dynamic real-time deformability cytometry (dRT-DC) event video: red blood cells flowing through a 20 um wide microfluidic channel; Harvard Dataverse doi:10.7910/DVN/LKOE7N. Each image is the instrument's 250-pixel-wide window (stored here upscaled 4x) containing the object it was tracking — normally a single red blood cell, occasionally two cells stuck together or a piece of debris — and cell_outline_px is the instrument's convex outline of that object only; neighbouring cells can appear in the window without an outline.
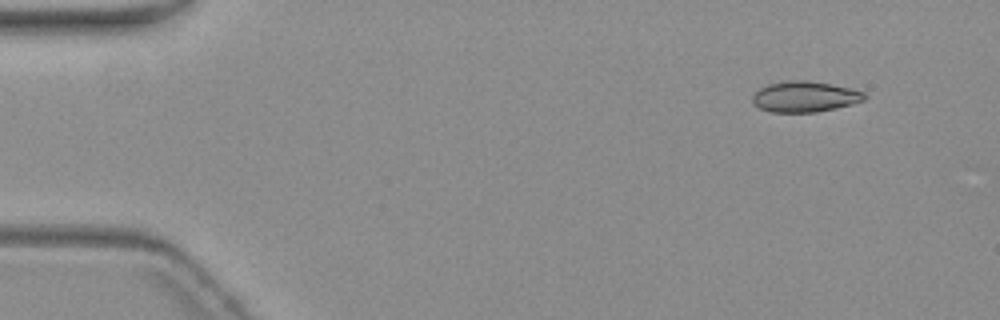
{"species": "common noctule bat (a hibernating species)", "species_latin": "Nyctalus noctula", "temperature_condition": "warm", "stored_images_in_passage": 10, "camera_frame_rate_fps": 3000, "um_per_image_px": 0.085, "animal": {"sex": "female", "body_mass_g": 19.3, "forearm_length_mm": 54.1}, "frame": {"image": 1, "passage_image": 2, "time_ms": 1.0, "image_size_px": [1000, 320], "cell_outline_px": [[868, 96], [864, 100], [852, 104], [836, 108], [816, 112], [772, 112], [760, 108], [752, 100], [752, 96], [760, 88], [768, 84], [788, 80], [804, 80], [832, 84], [864, 92]], "centroid_in_image_um": [68.42, 8.21], "position_along_channel_um": 16.6, "area_um2": 19.94}}
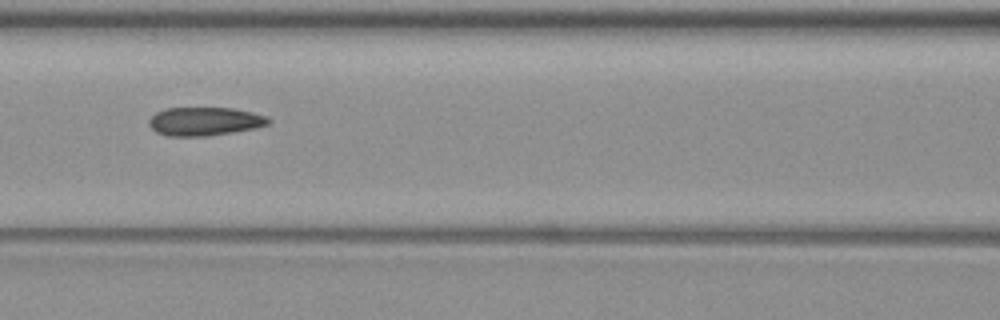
{"frame": {"image": 2, "passage_image": 7, "time_ms": 7.667, "image_size_px": [1000, 320], "cell_outline_px": [[272, 120], [268, 124], [256, 128], [232, 132], [204, 136], [168, 136], [156, 132], [148, 124], [148, 120], [156, 112], [164, 108], [232, 108], [252, 112], [268, 116]], "centroid_in_image_um": [17.4, 10.31], "position_along_channel_um": 149.2, "area_um2": 19.88}}
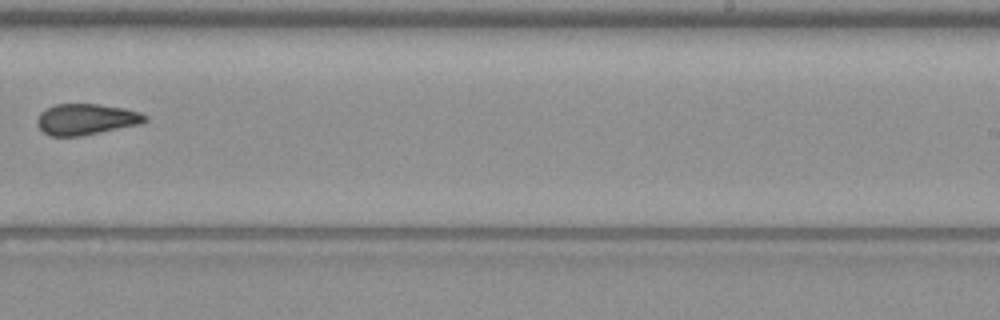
{"frame": {"image": 3, "passage_image": 10, "time_ms": 11.333, "image_size_px": [1000, 320], "cell_outline_px": [[148, 120], [140, 124], [80, 136], [52, 136], [44, 132], [36, 124], [36, 120], [40, 112], [56, 104], [100, 104], [124, 108], [140, 112], [148, 116]], "centroid_in_image_um": [7.33, 10.13], "position_along_channel_um": 281.7, "area_um2": 19.48}}